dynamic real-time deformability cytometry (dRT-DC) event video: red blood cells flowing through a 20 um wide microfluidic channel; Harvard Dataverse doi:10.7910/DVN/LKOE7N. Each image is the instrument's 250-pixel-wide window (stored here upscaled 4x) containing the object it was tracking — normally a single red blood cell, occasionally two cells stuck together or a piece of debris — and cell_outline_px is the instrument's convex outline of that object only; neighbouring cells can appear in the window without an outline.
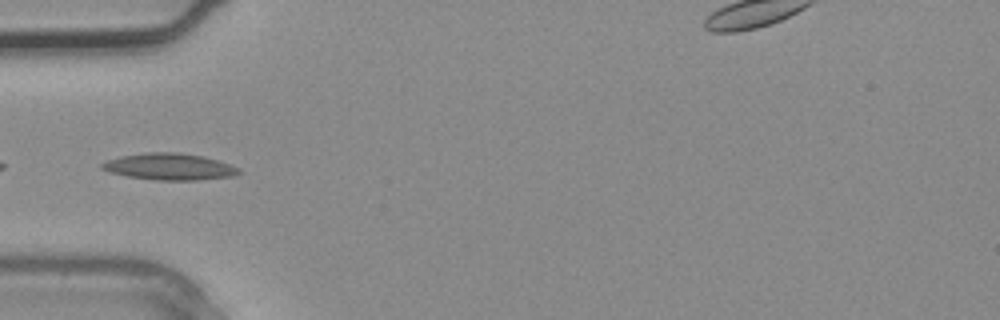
{"species": "common noctule bat (a hibernating species)", "species_latin": "Nyctalus noctula", "temperature_condition": "warm", "stored_images_in_passage": 5, "camera_frame_rate_fps": 3000, "um_per_image_px": 0.085, "animal": {"sex": "male", "body_mass_g": 20.4}, "frame": {"image": 1, "passage_image": 4, "time_ms": 1.0, "image_size_px": [1000, 320], "cell_outline_px": [[240, 172], [232, 176], [196, 180], [156, 180], [128, 176], [108, 172], [100, 168], [100, 164], [108, 160], [120, 156], [144, 152], [180, 152], [204, 156], [240, 168]], "centroid_in_image_um": [14.36, 14.16], "position_along_channel_um": 70.6, "area_um2": 21.21}}